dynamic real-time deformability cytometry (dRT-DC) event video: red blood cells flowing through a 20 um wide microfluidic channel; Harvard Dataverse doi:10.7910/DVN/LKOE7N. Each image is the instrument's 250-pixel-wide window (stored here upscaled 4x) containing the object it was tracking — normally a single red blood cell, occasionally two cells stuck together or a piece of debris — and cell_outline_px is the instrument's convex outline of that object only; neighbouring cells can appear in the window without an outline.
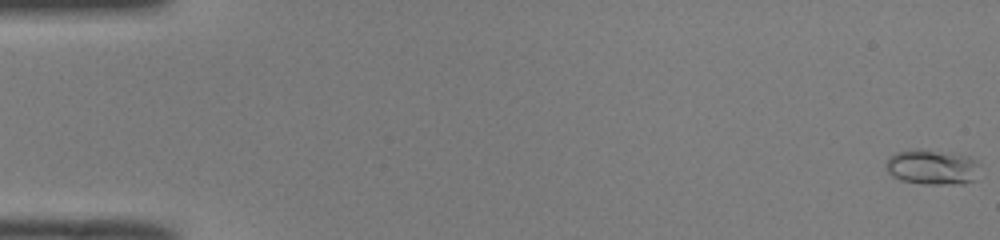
{"species": "common noctule bat (a hibernating species)", "species_latin": "Nyctalus noctula", "temperature_condition": "room temperature", "stored_images_in_passage": 52, "camera_frame_rate_fps": 3000, "um_per_image_px": 0.085, "animal": {"sex": "male", "body_mass_g": 19.0, "forearm_length_mm": 50.8}, "frame": {"image": 1, "passage_image": 1, "time_ms": 0.0, "image_size_px": [1000, 240], "cell_outline_px": [[980, 164], [972, 180], [964, 184], [924, 184], [900, 180], [892, 176], [884, 168], [884, 164], [888, 156], [896, 152], [916, 148], [920, 148], [968, 156]], "centroid_in_image_um": [79.14, 14.19], "position_along_channel_um": 5.9, "area_um2": 19.36}}
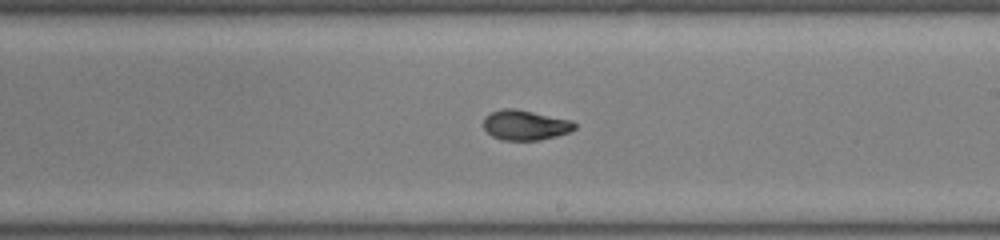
{"frame": {"image": 2, "passage_image": 31, "time_ms": 10.0, "image_size_px": [1000, 240], "cell_outline_px": [[576, 128], [568, 132], [556, 136], [540, 140], [500, 140], [492, 136], [484, 128], [484, 116], [492, 112], [504, 108], [516, 108], [572, 120], [576, 124]], "centroid_in_image_um": [44.65, 10.63], "position_along_channel_um": 244.4, "area_um2": 16.01}}
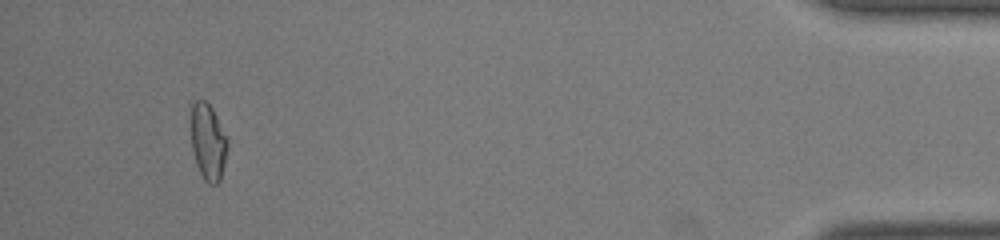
{"frame": {"image": 3, "passage_image": 49, "time_ms": 16.0, "image_size_px": [1000, 240], "cell_outline_px": [[228, 144], [224, 164], [220, 180], [216, 184], [208, 184], [204, 180], [196, 164], [192, 148], [192, 104], [196, 100], [204, 100], [212, 108], [228, 136]], "centroid_in_image_um": [17.71, 12.07], "position_along_channel_um": 417.5, "area_um2": 16.18}, "authors_computed_cell_mechanics": {"area_um2": 16.1262, "velocity_mm_per_s": 4.0203, "shape_relaxation_time_tau1_ms": 6.9322, "shape_relaxation_time_tau2_ms": 1.9452, "deformation_change_tau1": 0.2293, "deformation_change_tau2": 0.0591}}